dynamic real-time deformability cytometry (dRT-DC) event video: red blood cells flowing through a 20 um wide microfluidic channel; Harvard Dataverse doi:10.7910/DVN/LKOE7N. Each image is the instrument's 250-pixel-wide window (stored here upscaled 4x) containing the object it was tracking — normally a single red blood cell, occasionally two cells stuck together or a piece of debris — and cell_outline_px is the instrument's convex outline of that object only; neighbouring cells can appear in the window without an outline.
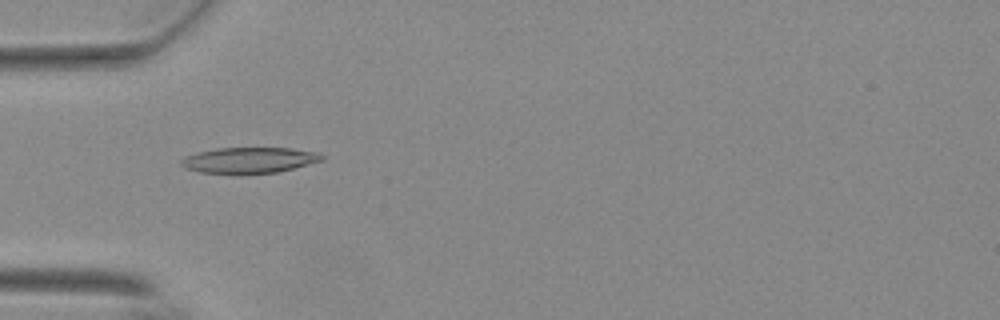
{"species": "Egyptian fruit bat (a non-hibernating species)", "species_latin": "Rousettus aegyptiacus", "temperature_condition": "warm", "stored_images_in_passage": 56, "camera_frame_rate_fps": 3000, "um_per_image_px": 0.085, "animal": {"sex": "female"}, "frame": {"image": 1, "passage_image": 18, "time_ms": 5.667, "image_size_px": [1000, 320], "cell_outline_px": [[324, 160], [276, 172], [240, 176], [232, 176], [200, 172], [184, 168], [180, 164], [180, 160], [196, 152], [216, 148], [292, 148], [316, 152], [324, 156]], "centroid_in_image_um": [21.12, 13.65], "position_along_channel_um": 63.9, "area_um2": 21.79}}
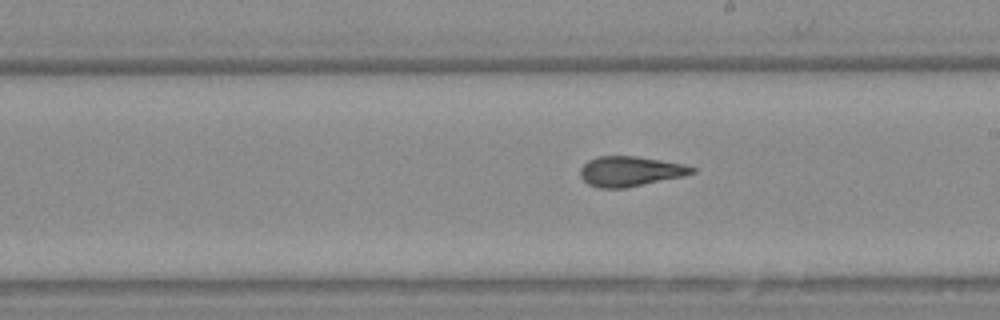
{"frame": {"image": 2, "passage_image": 32, "time_ms": 10.333, "image_size_px": [1000, 320], "cell_outline_px": [[696, 172], [684, 176], [624, 188], [600, 188], [588, 184], [580, 176], [580, 168], [588, 160], [596, 156], [636, 156], [684, 164], [696, 168]], "centroid_in_image_um": [53.56, 14.55], "position_along_channel_um": 235.4, "area_um2": 19.54}}
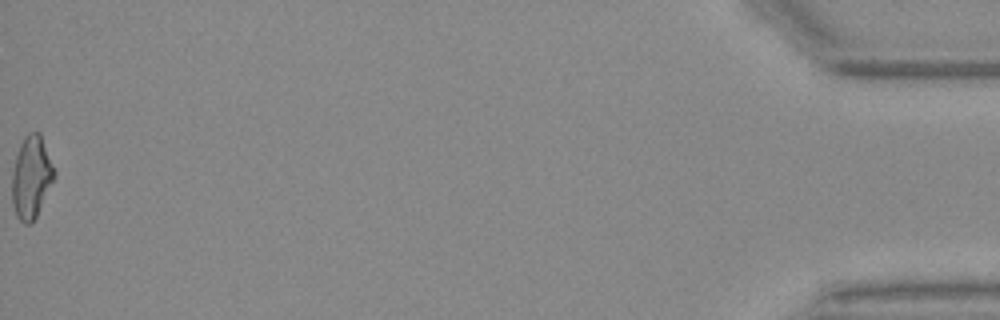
{"frame": {"image": 3, "passage_image": 56, "time_ms": 18.333, "image_size_px": [1000, 320], "cell_outline_px": [[56, 176], [32, 224], [24, 224], [16, 216], [12, 204], [12, 172], [16, 156], [20, 144], [24, 136], [28, 132], [40, 132], [56, 172]], "centroid_in_image_um": [2.66, 15.06], "position_along_channel_um": 432.5, "area_um2": 20.4}, "authors_computed_cell_mechanics": {"area_um2": 19.941, "velocity_mm_per_s": 3.7034, "shape_relaxation_time_tau1_ms": null, "shape_relaxation_time_tau2_ms": 1.4713, "deformation_change_tau1": null, "deformation_change_tau2": 0.1021}}